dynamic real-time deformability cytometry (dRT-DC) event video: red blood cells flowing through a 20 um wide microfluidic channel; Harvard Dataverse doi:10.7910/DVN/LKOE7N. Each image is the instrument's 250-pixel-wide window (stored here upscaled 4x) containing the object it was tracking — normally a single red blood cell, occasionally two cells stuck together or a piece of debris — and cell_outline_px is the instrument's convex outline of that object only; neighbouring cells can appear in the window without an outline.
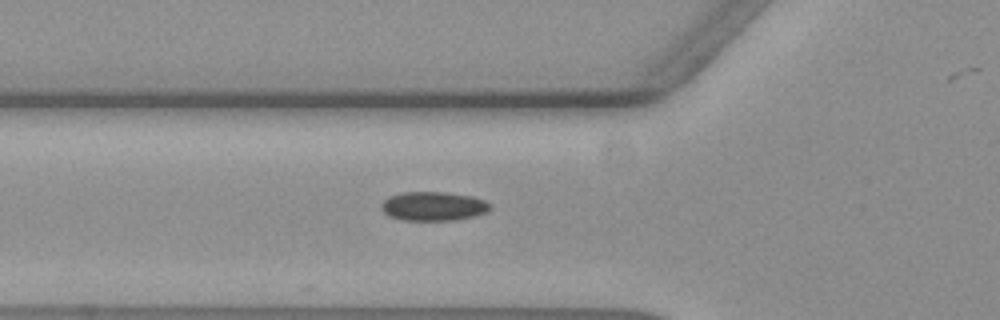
{"species": "common noctule bat (a hibernating species)", "species_latin": "Nyctalus noctula", "temperature_condition": "warm", "stored_images_in_passage": 8, "camera_frame_rate_fps": 3000, "um_per_image_px": 0.085, "animal": {"sex": "female", "body_mass_g": 19.3, "forearm_length_mm": 54.1}, "frame": {"image": 1, "passage_image": 2, "time_ms": 0.333, "image_size_px": [1000, 320], "cell_outline_px": [[492, 208], [488, 212], [476, 216], [456, 220], [400, 220], [388, 216], [380, 208], [380, 204], [388, 196], [400, 192], [444, 192], [472, 196], [484, 200], [492, 204]], "centroid_in_image_um": [36.84, 17.53], "position_along_channel_um": 89.0, "area_um2": 18.79}}
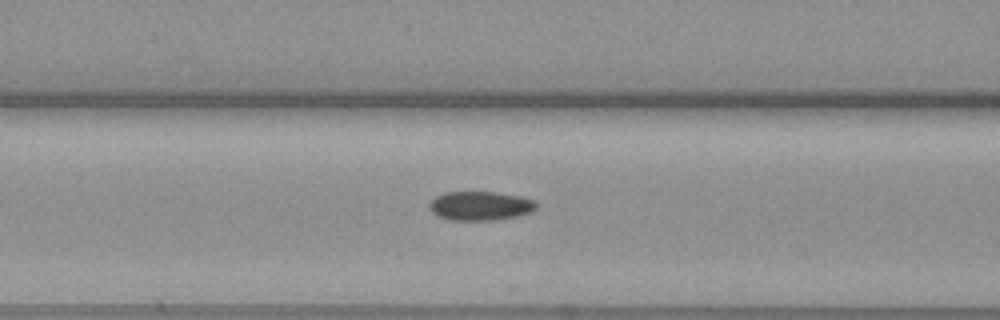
{"frame": {"image": 2, "passage_image": 5, "time_ms": 1.333, "image_size_px": [1000, 320], "cell_outline_px": [[536, 208], [532, 212], [520, 216], [496, 220], [448, 220], [436, 216], [428, 208], [428, 204], [436, 196], [444, 192], [496, 192], [520, 196], [536, 200]], "centroid_in_image_um": [40.82, 17.5], "position_along_channel_um": 125.8, "area_um2": 18.44}}